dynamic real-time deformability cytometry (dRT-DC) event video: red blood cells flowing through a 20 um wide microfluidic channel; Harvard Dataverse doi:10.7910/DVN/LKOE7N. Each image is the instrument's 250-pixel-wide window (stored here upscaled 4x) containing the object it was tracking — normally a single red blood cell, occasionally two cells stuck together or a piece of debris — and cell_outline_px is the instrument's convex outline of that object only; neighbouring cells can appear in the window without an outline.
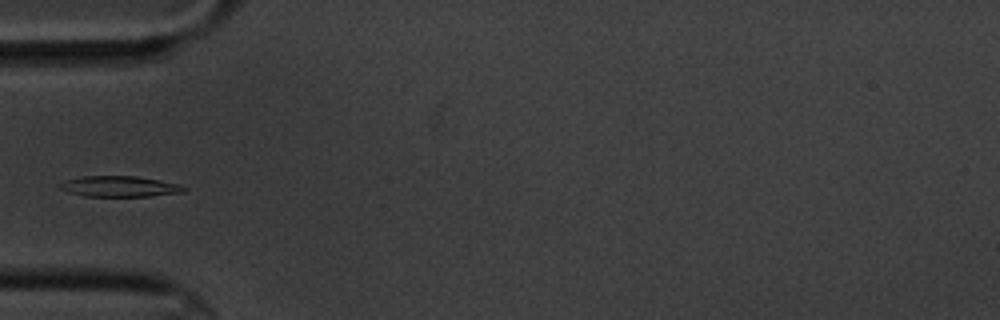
{"species": "common noctule bat (a hibernating species)", "species_latin": "Nyctalus noctula", "temperature_condition": "cold", "stored_images_in_passage": 5, "camera_frame_rate_fps": 3000, "um_per_image_px": 0.085, "animal": {"sex": "male", "body_mass_g": 20.1, "forearm_length_mm": 53.5}, "frame": {"image": 1, "passage_image": 5, "time_ms": 4.333, "image_size_px": [1000, 320], "cell_outline_px": [[188, 188], [184, 192], [148, 196], [84, 196], [68, 192], [60, 188], [60, 184], [68, 180], [84, 176], [136, 176], [160, 180], [180, 184]], "centroid_in_image_um": [10.22, 15.85], "position_along_channel_um": 74.8, "area_um2": 14.85}}